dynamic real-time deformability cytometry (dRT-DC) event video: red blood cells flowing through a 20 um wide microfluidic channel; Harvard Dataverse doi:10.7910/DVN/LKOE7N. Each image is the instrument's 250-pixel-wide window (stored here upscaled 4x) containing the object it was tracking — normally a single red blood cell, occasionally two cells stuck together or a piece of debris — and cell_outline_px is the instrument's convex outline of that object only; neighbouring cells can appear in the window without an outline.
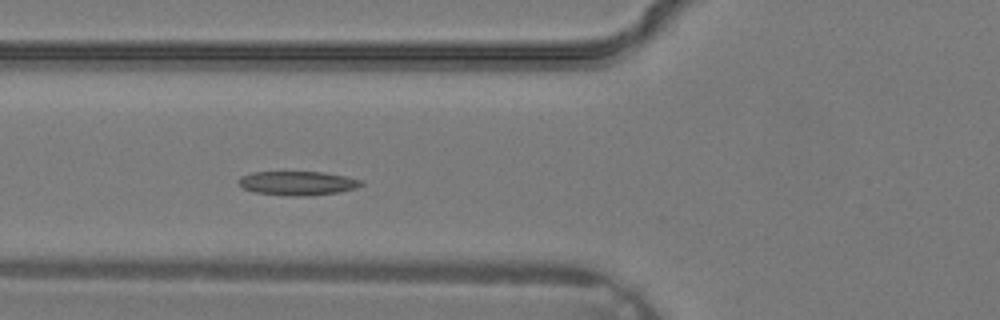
{"species": "common noctule bat (a hibernating species)", "species_latin": "Nyctalus noctula", "temperature_condition": "warm", "stored_images_in_passage": 23, "camera_frame_rate_fps": 3000, "um_per_image_px": 0.085, "animal": {"sex": "male", "body_mass_g": 19.2, "forearm_length_mm": 51.8}, "frame": {"image": 1, "passage_image": 5, "time_ms": 1.333, "image_size_px": [1000, 320], "cell_outline_px": [[364, 184], [356, 188], [340, 192], [308, 196], [288, 196], [252, 192], [244, 188], [236, 180], [240, 176], [252, 172], [324, 172], [348, 176], [360, 180]], "centroid_in_image_um": [25.29, 15.57], "position_along_channel_um": 100.5, "area_um2": 17.4}}
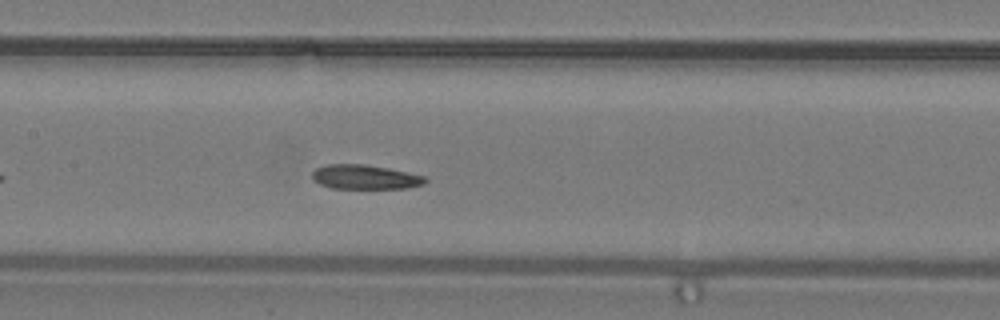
{"frame": {"image": 2, "passage_image": 9, "time_ms": 2.667, "image_size_px": [1000, 320], "cell_outline_px": [[428, 180], [424, 184], [408, 188], [332, 188], [320, 184], [312, 180], [312, 172], [316, 168], [328, 164], [364, 164], [388, 168], [408, 172], [424, 176]], "centroid_in_image_um": [31.02, 15.04], "position_along_channel_um": 176.4, "area_um2": 16.07}}
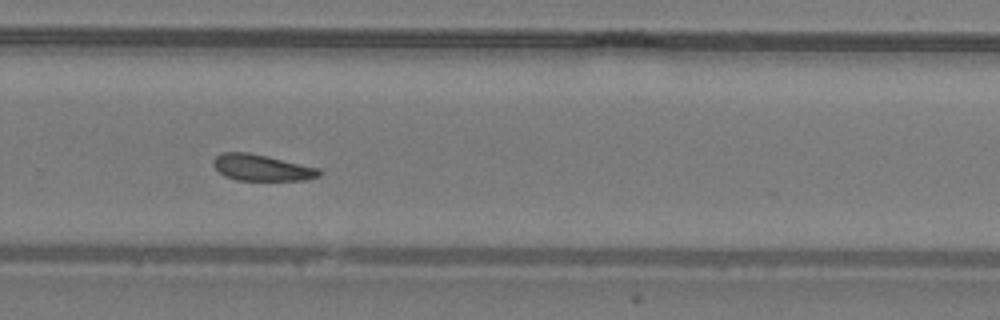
{"frame": {"image": 3, "passage_image": 16, "time_ms": 5.0, "image_size_px": [1000, 320], "cell_outline_px": [[320, 176], [304, 180], [236, 180], [224, 176], [212, 164], [212, 160], [220, 152], [248, 152], [268, 156], [320, 168]], "centroid_in_image_um": [22.23, 14.24], "position_along_channel_um": 307.6, "area_um2": 16.3}}